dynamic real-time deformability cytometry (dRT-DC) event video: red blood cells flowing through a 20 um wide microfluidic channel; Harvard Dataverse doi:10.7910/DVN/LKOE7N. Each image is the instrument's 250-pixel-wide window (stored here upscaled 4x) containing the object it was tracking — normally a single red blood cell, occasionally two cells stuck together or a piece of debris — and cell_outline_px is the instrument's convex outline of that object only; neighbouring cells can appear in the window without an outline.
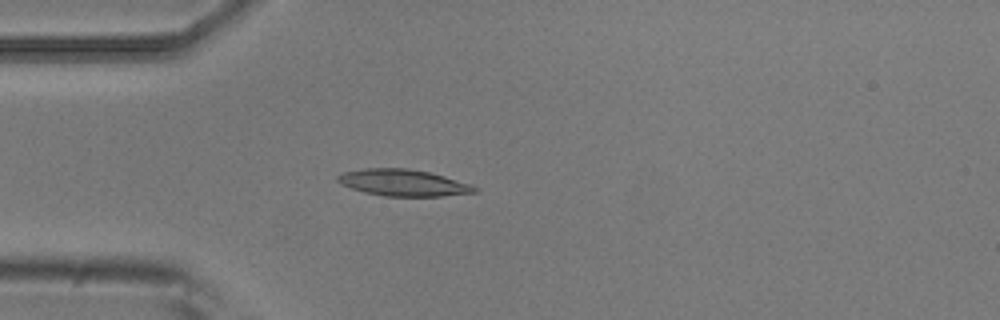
{"species": "common noctule bat (a hibernating species)", "species_latin": "Nyctalus noctula", "temperature_condition": "room temperature", "stored_images_in_passage": 1, "camera_frame_rate_fps": 3000, "um_per_image_px": 0.085, "animal": {"sex": "male", "body_mass_g": 20.5, "forearm_length_mm": 52.5}, "frame": {"image": 1, "passage_image": 1, "time_ms": 0.0, "image_size_px": [1000, 320], "cell_outline_px": [[480, 188], [476, 192], [440, 196], [384, 196], [364, 192], [340, 184], [336, 180], [336, 176], [344, 172], [364, 168], [408, 168], [428, 172], [444, 176]], "centroid_in_image_um": [34.23, 15.53], "position_along_channel_um": 50.8, "area_um2": 21.1}}